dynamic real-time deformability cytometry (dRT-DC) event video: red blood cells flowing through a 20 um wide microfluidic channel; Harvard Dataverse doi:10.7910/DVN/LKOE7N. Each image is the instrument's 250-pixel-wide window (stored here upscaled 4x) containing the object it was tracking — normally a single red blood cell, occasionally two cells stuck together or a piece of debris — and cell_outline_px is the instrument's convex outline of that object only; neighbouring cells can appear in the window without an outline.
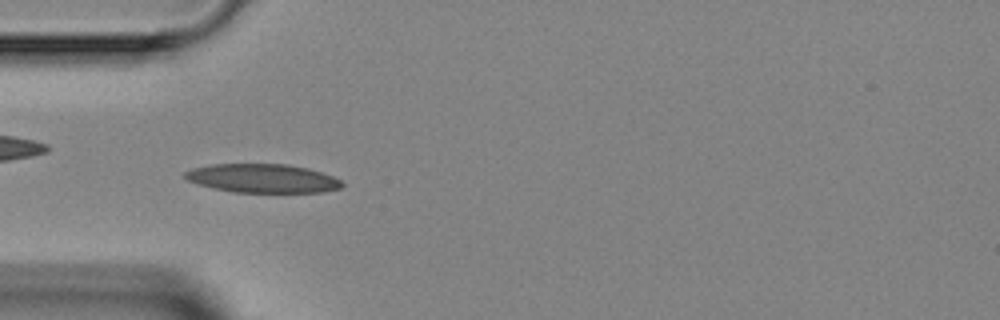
{"species": "Egyptian fruit bat (a non-hibernating species)", "species_latin": "Rousettus aegyptiacus", "temperature_condition": "room temperature", "stored_images_in_passage": 1, "camera_frame_rate_fps": 3000, "um_per_image_px": 0.085, "animal": {"sex": "female"}, "frame": {"image": 1, "passage_image": 1, "time_ms": 0.0, "image_size_px": [1000, 320], "cell_outline_px": [[344, 184], [340, 188], [320, 192], [232, 192], [212, 188], [196, 184], [188, 180], [184, 176], [184, 172], [192, 168], [212, 164], [288, 164], [308, 168], [332, 176], [340, 180]], "centroid_in_image_um": [22.28, 15.16], "position_along_channel_um": 62.7, "area_um2": 26.3}}